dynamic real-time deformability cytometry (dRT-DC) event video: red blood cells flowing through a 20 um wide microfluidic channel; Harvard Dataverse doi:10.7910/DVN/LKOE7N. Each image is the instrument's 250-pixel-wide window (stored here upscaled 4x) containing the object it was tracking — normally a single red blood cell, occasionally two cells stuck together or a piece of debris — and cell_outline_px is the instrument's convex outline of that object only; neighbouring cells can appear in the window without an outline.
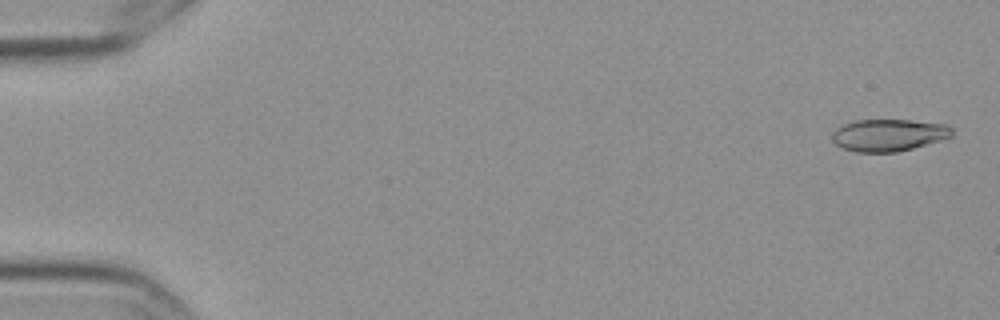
{"species": "Egyptian fruit bat (a non-hibernating species)", "species_latin": "Rousettus aegyptiacus", "temperature_condition": "cold", "stored_images_in_passage": 4, "camera_frame_rate_fps": 3000, "um_per_image_px": 0.085, "frame": {"image": 1, "passage_image": 1, "time_ms": 0.0, "image_size_px": [1000, 320], "cell_outline_px": [[952, 136], [940, 140], [912, 148], [896, 152], [856, 152], [844, 148], [836, 144], [832, 140], [832, 132], [836, 128], [844, 124], [856, 120], [908, 120], [944, 124], [952, 128]], "centroid_in_image_um": [75.5, 11.48], "position_along_channel_um": 9.5, "area_um2": 22.2}}